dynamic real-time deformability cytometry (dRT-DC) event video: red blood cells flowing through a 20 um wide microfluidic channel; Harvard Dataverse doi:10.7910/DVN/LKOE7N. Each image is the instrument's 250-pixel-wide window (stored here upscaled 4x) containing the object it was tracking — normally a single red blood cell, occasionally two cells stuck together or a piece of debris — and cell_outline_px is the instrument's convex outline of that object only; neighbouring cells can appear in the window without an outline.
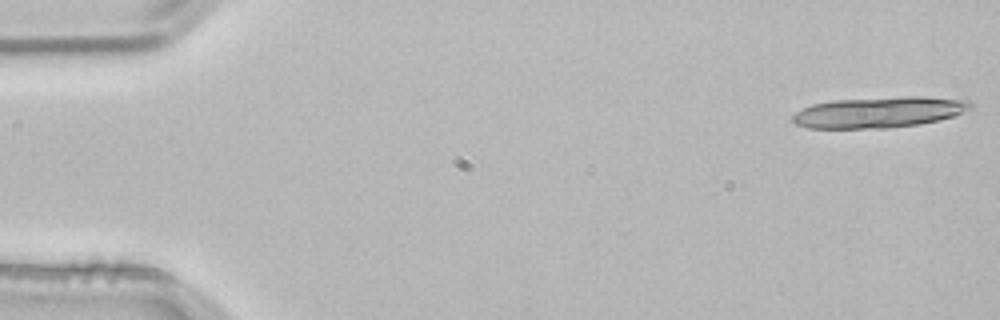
{"species": "common noctule bat (a hibernating species)", "species_latin": "Nyctalus noctula", "temperature_condition": "room temperature", "stored_images_in_passage": 5, "camera_frame_rate_fps": 3000, "um_per_image_px": 0.085, "animal": {"sex": "male", "body_mass_g": 21.5, "forearm_length_mm": 52.0}, "frame": {"image": 1, "passage_image": 1, "time_ms": 0.0, "image_size_px": [1000, 320], "cell_outline_px": [[972, 108], [952, 116], [920, 124], [888, 128], [808, 128], [796, 124], [792, 120], [792, 116], [796, 112], [812, 104], [832, 100], [904, 96], [920, 96], [968, 100], [972, 104]], "centroid_in_image_um": [74.7, 9.53], "position_along_channel_um": 10.3, "area_um2": 31.96}}